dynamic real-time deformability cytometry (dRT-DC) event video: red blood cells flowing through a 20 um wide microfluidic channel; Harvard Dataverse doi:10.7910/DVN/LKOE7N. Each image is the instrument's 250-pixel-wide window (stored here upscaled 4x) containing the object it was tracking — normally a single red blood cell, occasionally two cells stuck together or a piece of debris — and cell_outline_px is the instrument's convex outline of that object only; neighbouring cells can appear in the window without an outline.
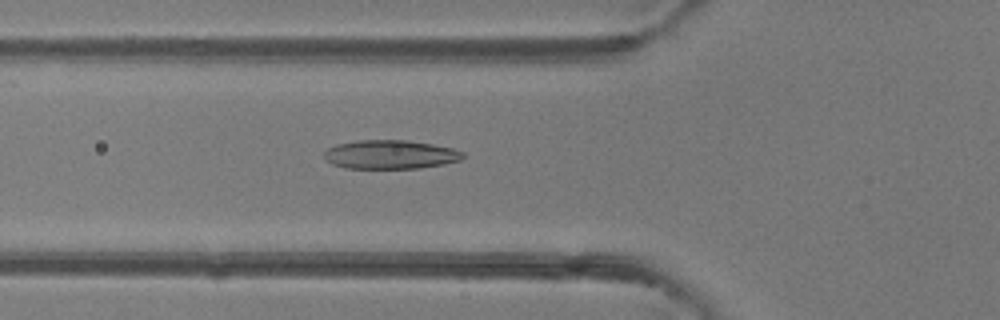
{"species": "common noctule bat (a hibernating species)", "species_latin": "Nyctalus noctula", "temperature_condition": "room temperature", "stored_images_in_passage": 49, "camera_frame_rate_fps": 3000, "um_per_image_px": 0.085, "animal": {"sex": "female"}, "frame": {"image": 1, "passage_image": 18, "time_ms": 5.667, "image_size_px": [1000, 320], "cell_outline_px": [[464, 156], [460, 160], [444, 164], [420, 168], [344, 168], [332, 164], [324, 160], [324, 152], [328, 148], [336, 144], [356, 140], [408, 140], [432, 144], [452, 148], [464, 152]], "centroid_in_image_um": [33.15, 13.13], "position_along_channel_um": 92.7, "area_um2": 23.47}}
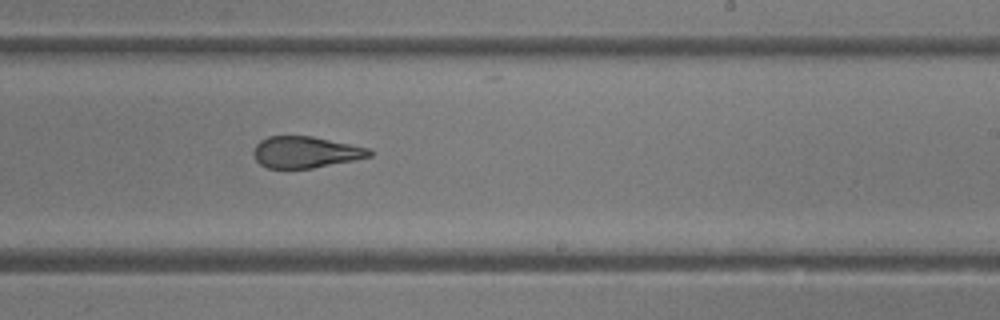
{"frame": {"image": 2, "passage_image": 30, "time_ms": 9.667, "image_size_px": [1000, 320], "cell_outline_px": [[372, 156], [312, 168], [268, 168], [260, 164], [256, 160], [252, 152], [256, 144], [260, 140], [268, 136], [312, 136], [368, 148], [372, 152]], "centroid_in_image_um": [25.92, 12.93], "position_along_channel_um": 263.1, "area_um2": 21.04}}
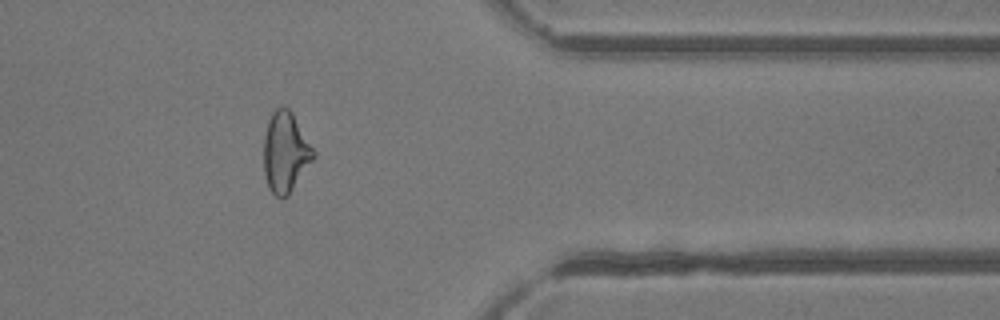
{"frame": {"image": 3, "passage_image": 40, "time_ms": 13.0, "image_size_px": [1000, 320], "cell_outline_px": [[316, 156], [288, 196], [284, 200], [280, 200], [268, 188], [264, 176], [264, 136], [268, 120], [272, 112], [276, 108], [288, 108], [292, 112], [316, 152]], "centroid_in_image_um": [24.26, 12.98], "position_along_channel_um": 387.1, "area_um2": 23.52}, "authors_computed_cell_mechanics": {"area_um2": 23.6402, "velocity_mm_per_s": 4.2373, "shape_relaxation_time_tau1_ms": null, "shape_relaxation_time_tau2_ms": 2.0249, "deformation_change_tau1": null, "deformation_change_tau2": 0.1021}}